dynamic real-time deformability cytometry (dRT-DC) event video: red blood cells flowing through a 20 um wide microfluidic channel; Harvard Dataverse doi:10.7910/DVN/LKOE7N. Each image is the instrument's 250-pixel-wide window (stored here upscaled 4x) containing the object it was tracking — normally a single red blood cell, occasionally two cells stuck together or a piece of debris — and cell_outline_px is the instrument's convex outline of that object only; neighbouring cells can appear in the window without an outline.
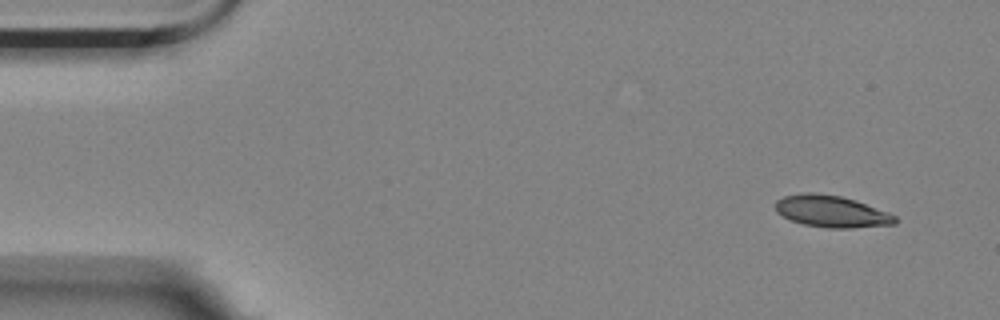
{"species": "Egyptian fruit bat (a non-hibernating species)", "species_latin": "Rousettus aegyptiacus", "temperature_condition": "room temperature", "stored_images_in_passage": 5, "camera_frame_rate_fps": 3000, "um_per_image_px": 0.085, "animal": {"sex": "female"}, "frame": {"image": 1, "passage_image": 1, "time_ms": 0.0, "image_size_px": [1000, 320], "cell_outline_px": [[896, 224], [852, 228], [828, 228], [804, 224], [792, 220], [776, 212], [776, 200], [784, 196], [800, 192], [816, 192], [840, 196], [856, 200], [888, 212], [896, 216]], "centroid_in_image_um": [70.68, 17.96], "position_along_channel_um": 14.3, "area_um2": 22.2}}
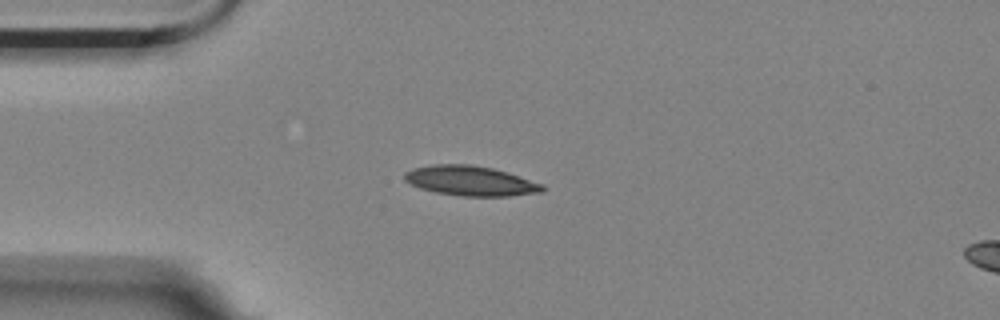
{"frame": {"image": 2, "passage_image": 3, "time_ms": 0.667, "image_size_px": [1000, 320], "cell_outline_px": [[544, 192], [508, 196], [460, 196], [436, 192], [420, 188], [404, 180], [404, 172], [412, 168], [432, 164], [472, 164], [492, 168], [544, 184]], "centroid_in_image_um": [39.98, 15.37], "position_along_channel_um": 45.0, "area_um2": 23.99}}
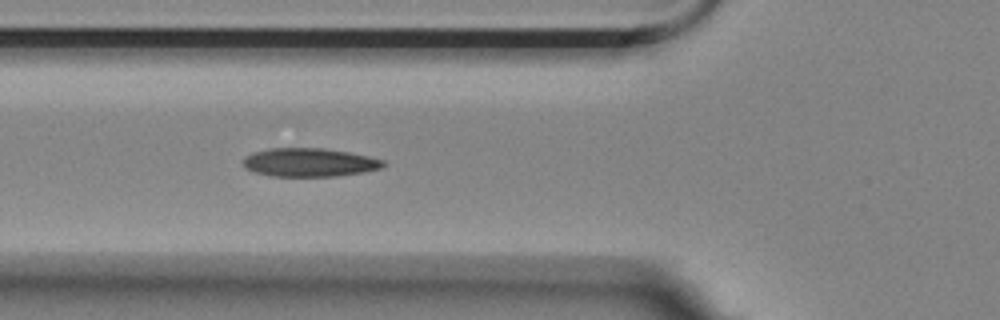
{"frame": {"image": 3, "passage_image": 5, "time_ms": 1.333, "image_size_px": [1000, 320], "cell_outline_px": [[388, 164], [380, 168], [364, 172], [336, 176], [272, 176], [256, 172], [244, 168], [244, 156], [252, 152], [268, 148], [324, 148], [348, 152], [368, 156], [384, 160]], "centroid_in_image_um": [26.3, 13.8], "position_along_channel_um": 99.5, "area_um2": 23.35}}